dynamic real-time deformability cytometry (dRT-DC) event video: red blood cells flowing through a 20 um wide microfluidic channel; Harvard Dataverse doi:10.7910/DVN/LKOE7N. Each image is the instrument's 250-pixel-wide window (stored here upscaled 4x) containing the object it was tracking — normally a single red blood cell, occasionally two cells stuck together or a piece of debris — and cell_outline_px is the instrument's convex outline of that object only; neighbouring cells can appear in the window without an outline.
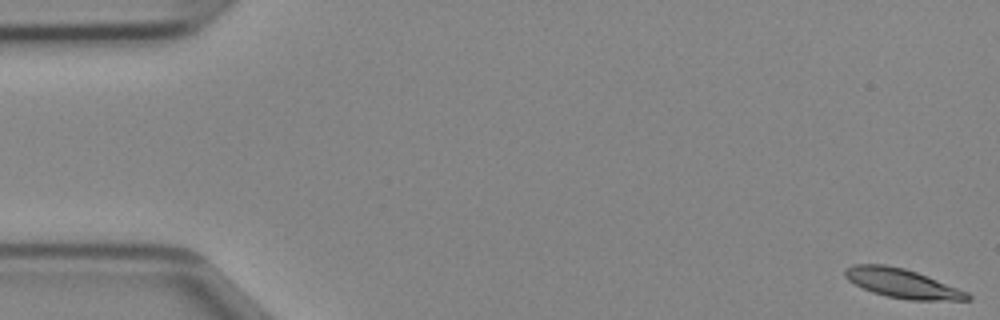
{"species": "Egyptian fruit bat (a non-hibernating species)", "species_latin": "Rousettus aegyptiacus", "temperature_condition": "cold", "stored_images_in_passage": 48, "camera_frame_rate_fps": 3000, "um_per_image_px": 0.085, "animal": {"sex": "female"}, "frame": {"image": 1, "passage_image": 1, "time_ms": 0.0, "image_size_px": [1000, 320], "cell_outline_px": [[972, 300], [908, 300], [888, 296], [872, 292], [848, 280], [844, 276], [844, 268], [852, 264], [884, 264], [904, 268], [916, 272], [968, 292], [972, 296]], "centroid_in_image_um": [76.67, 24.08], "position_along_channel_um": 8.3, "area_um2": 20.69}}
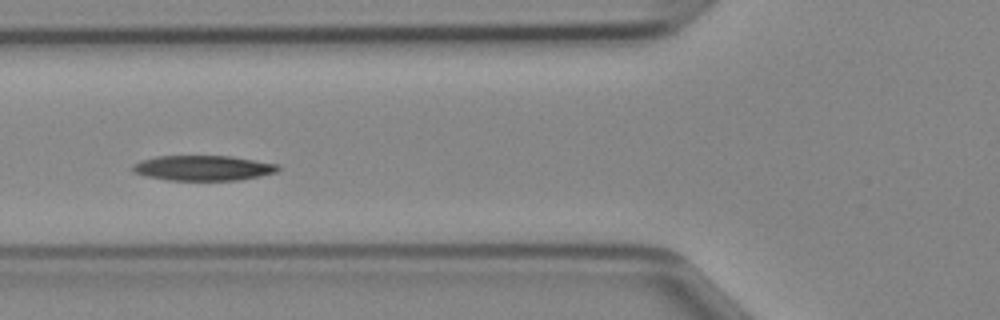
{"frame": {"image": 2, "passage_image": 18, "time_ms": 5.667, "image_size_px": [1000, 320], "cell_outline_px": [[280, 168], [276, 172], [260, 176], [240, 180], [168, 180], [144, 176], [132, 172], [132, 164], [140, 160], [156, 156], [232, 156], [280, 164]], "centroid_in_image_um": [17.25, 14.28], "position_along_channel_um": 108.5, "area_um2": 21.56}}
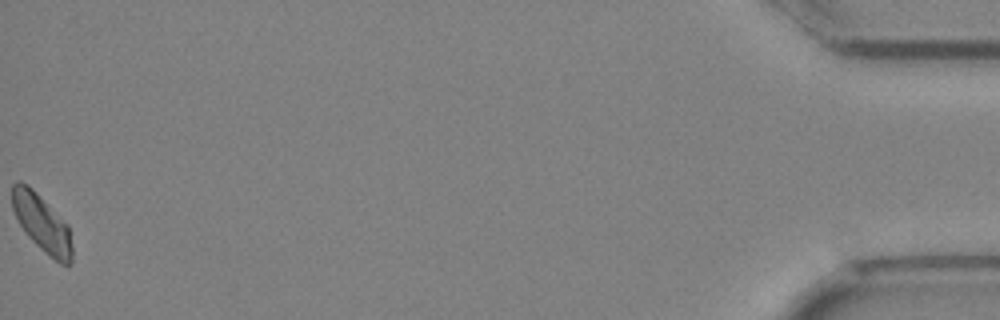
{"frame": {"image": 3, "passage_image": 48, "time_ms": 15.667, "image_size_px": [1000, 320], "cell_outline_px": [[72, 260], [68, 268], [60, 264], [44, 252], [28, 236], [20, 224], [12, 208], [12, 184], [16, 180], [20, 180], [28, 184], [68, 224], [72, 248]], "centroid_in_image_um": [3.57, 18.98], "position_along_channel_um": 431.6, "area_um2": 20.06}}